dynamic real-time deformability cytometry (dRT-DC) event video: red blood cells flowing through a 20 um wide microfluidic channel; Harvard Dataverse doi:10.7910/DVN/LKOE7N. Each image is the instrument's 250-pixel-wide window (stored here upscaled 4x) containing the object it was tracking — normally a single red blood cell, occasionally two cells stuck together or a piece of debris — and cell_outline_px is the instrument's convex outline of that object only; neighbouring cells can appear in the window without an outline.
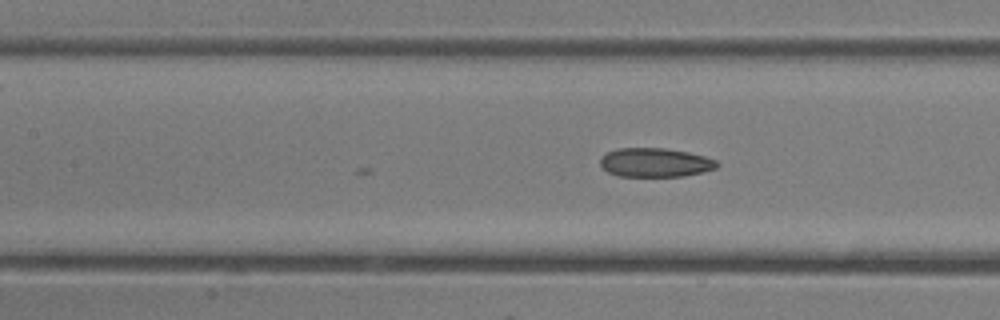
{"species": "common noctule bat (a hibernating species)", "species_latin": "Nyctalus noctula", "temperature_condition": "room temperature", "stored_images_in_passage": 5, "camera_frame_rate_fps": 3000, "um_per_image_px": 0.085, "animal": {"sex": "female"}, "frame": {"image": 1, "passage_image": 5, "time_ms": 1.333, "image_size_px": [1000, 320], "cell_outline_px": [[720, 164], [716, 168], [704, 172], [684, 176], [616, 176], [608, 172], [600, 164], [600, 160], [608, 152], [616, 148], [664, 148], [688, 152], [704, 156], [716, 160]], "centroid_in_image_um": [55.71, 13.82], "position_along_channel_um": 151.7, "area_um2": 19.71}}